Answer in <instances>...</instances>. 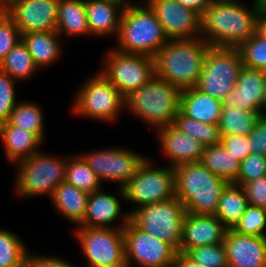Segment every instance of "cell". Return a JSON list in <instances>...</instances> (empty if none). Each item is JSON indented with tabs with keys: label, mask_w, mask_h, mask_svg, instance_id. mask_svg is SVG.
Wrapping results in <instances>:
<instances>
[{
	"label": "cell",
	"mask_w": 266,
	"mask_h": 267,
	"mask_svg": "<svg viewBox=\"0 0 266 267\" xmlns=\"http://www.w3.org/2000/svg\"><path fill=\"white\" fill-rule=\"evenodd\" d=\"M259 27V13L236 0H212L201 15L200 38L212 47L239 48Z\"/></svg>",
	"instance_id": "obj_1"
},
{
	"label": "cell",
	"mask_w": 266,
	"mask_h": 267,
	"mask_svg": "<svg viewBox=\"0 0 266 267\" xmlns=\"http://www.w3.org/2000/svg\"><path fill=\"white\" fill-rule=\"evenodd\" d=\"M210 47L200 37L169 40L153 57L155 75L181 90L196 87Z\"/></svg>",
	"instance_id": "obj_2"
},
{
	"label": "cell",
	"mask_w": 266,
	"mask_h": 267,
	"mask_svg": "<svg viewBox=\"0 0 266 267\" xmlns=\"http://www.w3.org/2000/svg\"><path fill=\"white\" fill-rule=\"evenodd\" d=\"M175 196L186 213L215 215L223 190L229 184L208 170L201 162L174 167Z\"/></svg>",
	"instance_id": "obj_3"
},
{
	"label": "cell",
	"mask_w": 266,
	"mask_h": 267,
	"mask_svg": "<svg viewBox=\"0 0 266 267\" xmlns=\"http://www.w3.org/2000/svg\"><path fill=\"white\" fill-rule=\"evenodd\" d=\"M181 91L154 74L148 83L125 97V109L157 131L174 123L180 110Z\"/></svg>",
	"instance_id": "obj_4"
},
{
	"label": "cell",
	"mask_w": 266,
	"mask_h": 267,
	"mask_svg": "<svg viewBox=\"0 0 266 267\" xmlns=\"http://www.w3.org/2000/svg\"><path fill=\"white\" fill-rule=\"evenodd\" d=\"M123 11L114 49L154 57L169 41L150 7L142 2Z\"/></svg>",
	"instance_id": "obj_5"
},
{
	"label": "cell",
	"mask_w": 266,
	"mask_h": 267,
	"mask_svg": "<svg viewBox=\"0 0 266 267\" xmlns=\"http://www.w3.org/2000/svg\"><path fill=\"white\" fill-rule=\"evenodd\" d=\"M66 157H53L39 151L17 163L15 193L19 197H37L42 194L51 199L58 185L65 181Z\"/></svg>",
	"instance_id": "obj_6"
},
{
	"label": "cell",
	"mask_w": 266,
	"mask_h": 267,
	"mask_svg": "<svg viewBox=\"0 0 266 267\" xmlns=\"http://www.w3.org/2000/svg\"><path fill=\"white\" fill-rule=\"evenodd\" d=\"M93 76L77 91L71 110L88 119L115 121L125 109V97L101 72Z\"/></svg>",
	"instance_id": "obj_7"
},
{
	"label": "cell",
	"mask_w": 266,
	"mask_h": 267,
	"mask_svg": "<svg viewBox=\"0 0 266 267\" xmlns=\"http://www.w3.org/2000/svg\"><path fill=\"white\" fill-rule=\"evenodd\" d=\"M153 164L145 158L131 180L117 189L122 199L138 205L134 210L176 197L174 168L169 165L155 168Z\"/></svg>",
	"instance_id": "obj_8"
},
{
	"label": "cell",
	"mask_w": 266,
	"mask_h": 267,
	"mask_svg": "<svg viewBox=\"0 0 266 267\" xmlns=\"http://www.w3.org/2000/svg\"><path fill=\"white\" fill-rule=\"evenodd\" d=\"M129 214L139 229L167 242L179 253L186 209L177 197L132 209Z\"/></svg>",
	"instance_id": "obj_9"
},
{
	"label": "cell",
	"mask_w": 266,
	"mask_h": 267,
	"mask_svg": "<svg viewBox=\"0 0 266 267\" xmlns=\"http://www.w3.org/2000/svg\"><path fill=\"white\" fill-rule=\"evenodd\" d=\"M238 48L210 47L196 88L219 100L235 87L243 68Z\"/></svg>",
	"instance_id": "obj_10"
},
{
	"label": "cell",
	"mask_w": 266,
	"mask_h": 267,
	"mask_svg": "<svg viewBox=\"0 0 266 267\" xmlns=\"http://www.w3.org/2000/svg\"><path fill=\"white\" fill-rule=\"evenodd\" d=\"M74 231L88 267H127L123 229L78 226Z\"/></svg>",
	"instance_id": "obj_11"
},
{
	"label": "cell",
	"mask_w": 266,
	"mask_h": 267,
	"mask_svg": "<svg viewBox=\"0 0 266 267\" xmlns=\"http://www.w3.org/2000/svg\"><path fill=\"white\" fill-rule=\"evenodd\" d=\"M103 70L100 71L120 93L126 97L142 87L154 76V59L151 56L107 50Z\"/></svg>",
	"instance_id": "obj_12"
},
{
	"label": "cell",
	"mask_w": 266,
	"mask_h": 267,
	"mask_svg": "<svg viewBox=\"0 0 266 267\" xmlns=\"http://www.w3.org/2000/svg\"><path fill=\"white\" fill-rule=\"evenodd\" d=\"M127 267H175L178 251L165 241L139 229L131 220L123 228Z\"/></svg>",
	"instance_id": "obj_13"
},
{
	"label": "cell",
	"mask_w": 266,
	"mask_h": 267,
	"mask_svg": "<svg viewBox=\"0 0 266 267\" xmlns=\"http://www.w3.org/2000/svg\"><path fill=\"white\" fill-rule=\"evenodd\" d=\"M103 183H118L123 188L133 177L145 156L124 148H106L79 154Z\"/></svg>",
	"instance_id": "obj_14"
},
{
	"label": "cell",
	"mask_w": 266,
	"mask_h": 267,
	"mask_svg": "<svg viewBox=\"0 0 266 267\" xmlns=\"http://www.w3.org/2000/svg\"><path fill=\"white\" fill-rule=\"evenodd\" d=\"M21 35L56 30L59 0H0Z\"/></svg>",
	"instance_id": "obj_15"
},
{
	"label": "cell",
	"mask_w": 266,
	"mask_h": 267,
	"mask_svg": "<svg viewBox=\"0 0 266 267\" xmlns=\"http://www.w3.org/2000/svg\"><path fill=\"white\" fill-rule=\"evenodd\" d=\"M157 16L169 40L198 38L201 32V15L184 7L177 0H145Z\"/></svg>",
	"instance_id": "obj_16"
},
{
	"label": "cell",
	"mask_w": 266,
	"mask_h": 267,
	"mask_svg": "<svg viewBox=\"0 0 266 267\" xmlns=\"http://www.w3.org/2000/svg\"><path fill=\"white\" fill-rule=\"evenodd\" d=\"M266 96V71L244 67L238 81L223 100V107H241L249 112H260Z\"/></svg>",
	"instance_id": "obj_17"
},
{
	"label": "cell",
	"mask_w": 266,
	"mask_h": 267,
	"mask_svg": "<svg viewBox=\"0 0 266 267\" xmlns=\"http://www.w3.org/2000/svg\"><path fill=\"white\" fill-rule=\"evenodd\" d=\"M226 231L227 228L215 215L186 213L179 253L186 254L197 246L223 243Z\"/></svg>",
	"instance_id": "obj_18"
},
{
	"label": "cell",
	"mask_w": 266,
	"mask_h": 267,
	"mask_svg": "<svg viewBox=\"0 0 266 267\" xmlns=\"http://www.w3.org/2000/svg\"><path fill=\"white\" fill-rule=\"evenodd\" d=\"M223 243L228 267H266V237L243 235L227 229Z\"/></svg>",
	"instance_id": "obj_19"
},
{
	"label": "cell",
	"mask_w": 266,
	"mask_h": 267,
	"mask_svg": "<svg viewBox=\"0 0 266 267\" xmlns=\"http://www.w3.org/2000/svg\"><path fill=\"white\" fill-rule=\"evenodd\" d=\"M158 143L170 167L200 162L205 146L190 135L184 134L173 124L159 128L156 133Z\"/></svg>",
	"instance_id": "obj_20"
},
{
	"label": "cell",
	"mask_w": 266,
	"mask_h": 267,
	"mask_svg": "<svg viewBox=\"0 0 266 267\" xmlns=\"http://www.w3.org/2000/svg\"><path fill=\"white\" fill-rule=\"evenodd\" d=\"M119 198L109 192L106 193L104 189L89 193L85 218L79 226L123 229L130 220V214L128 211L127 214L121 213ZM120 217L122 218L120 225L114 226L113 223L120 220Z\"/></svg>",
	"instance_id": "obj_21"
},
{
	"label": "cell",
	"mask_w": 266,
	"mask_h": 267,
	"mask_svg": "<svg viewBox=\"0 0 266 267\" xmlns=\"http://www.w3.org/2000/svg\"><path fill=\"white\" fill-rule=\"evenodd\" d=\"M222 109L221 100L202 93L196 87L181 91L179 111L190 119L218 125Z\"/></svg>",
	"instance_id": "obj_22"
},
{
	"label": "cell",
	"mask_w": 266,
	"mask_h": 267,
	"mask_svg": "<svg viewBox=\"0 0 266 267\" xmlns=\"http://www.w3.org/2000/svg\"><path fill=\"white\" fill-rule=\"evenodd\" d=\"M0 139L11 163H18L39 152L43 142L35 133L13 126L9 121L0 125Z\"/></svg>",
	"instance_id": "obj_23"
},
{
	"label": "cell",
	"mask_w": 266,
	"mask_h": 267,
	"mask_svg": "<svg viewBox=\"0 0 266 267\" xmlns=\"http://www.w3.org/2000/svg\"><path fill=\"white\" fill-rule=\"evenodd\" d=\"M85 7L90 35L95 37L113 35L117 38L122 9L103 0H85Z\"/></svg>",
	"instance_id": "obj_24"
},
{
	"label": "cell",
	"mask_w": 266,
	"mask_h": 267,
	"mask_svg": "<svg viewBox=\"0 0 266 267\" xmlns=\"http://www.w3.org/2000/svg\"><path fill=\"white\" fill-rule=\"evenodd\" d=\"M88 196L89 193L64 181L57 186L50 200L59 214L79 226L85 218Z\"/></svg>",
	"instance_id": "obj_25"
},
{
	"label": "cell",
	"mask_w": 266,
	"mask_h": 267,
	"mask_svg": "<svg viewBox=\"0 0 266 267\" xmlns=\"http://www.w3.org/2000/svg\"><path fill=\"white\" fill-rule=\"evenodd\" d=\"M60 40L62 41L56 30L22 34V41L27 46L38 69L42 66L53 65L57 61L63 49Z\"/></svg>",
	"instance_id": "obj_26"
},
{
	"label": "cell",
	"mask_w": 266,
	"mask_h": 267,
	"mask_svg": "<svg viewBox=\"0 0 266 267\" xmlns=\"http://www.w3.org/2000/svg\"><path fill=\"white\" fill-rule=\"evenodd\" d=\"M56 32L62 38L91 36L87 23L85 0H59Z\"/></svg>",
	"instance_id": "obj_27"
},
{
	"label": "cell",
	"mask_w": 266,
	"mask_h": 267,
	"mask_svg": "<svg viewBox=\"0 0 266 267\" xmlns=\"http://www.w3.org/2000/svg\"><path fill=\"white\" fill-rule=\"evenodd\" d=\"M200 162L208 170L228 183L235 182L241 164V162L233 156L221 142L216 145L206 146Z\"/></svg>",
	"instance_id": "obj_28"
},
{
	"label": "cell",
	"mask_w": 266,
	"mask_h": 267,
	"mask_svg": "<svg viewBox=\"0 0 266 267\" xmlns=\"http://www.w3.org/2000/svg\"><path fill=\"white\" fill-rule=\"evenodd\" d=\"M248 205L242 187L229 183L221 194L215 216L227 229H232L246 211Z\"/></svg>",
	"instance_id": "obj_29"
},
{
	"label": "cell",
	"mask_w": 266,
	"mask_h": 267,
	"mask_svg": "<svg viewBox=\"0 0 266 267\" xmlns=\"http://www.w3.org/2000/svg\"><path fill=\"white\" fill-rule=\"evenodd\" d=\"M261 117L260 112H249L241 107H223L220 121V135H248Z\"/></svg>",
	"instance_id": "obj_30"
},
{
	"label": "cell",
	"mask_w": 266,
	"mask_h": 267,
	"mask_svg": "<svg viewBox=\"0 0 266 267\" xmlns=\"http://www.w3.org/2000/svg\"><path fill=\"white\" fill-rule=\"evenodd\" d=\"M0 69L5 71L16 82L30 79L38 70L27 46L22 40L0 62Z\"/></svg>",
	"instance_id": "obj_31"
},
{
	"label": "cell",
	"mask_w": 266,
	"mask_h": 267,
	"mask_svg": "<svg viewBox=\"0 0 266 267\" xmlns=\"http://www.w3.org/2000/svg\"><path fill=\"white\" fill-rule=\"evenodd\" d=\"M65 182L87 193L102 189V182L84 159L76 154L67 157Z\"/></svg>",
	"instance_id": "obj_32"
},
{
	"label": "cell",
	"mask_w": 266,
	"mask_h": 267,
	"mask_svg": "<svg viewBox=\"0 0 266 267\" xmlns=\"http://www.w3.org/2000/svg\"><path fill=\"white\" fill-rule=\"evenodd\" d=\"M41 106L32 102H17L8 120L13 126L35 133L44 140V119Z\"/></svg>",
	"instance_id": "obj_33"
},
{
	"label": "cell",
	"mask_w": 266,
	"mask_h": 267,
	"mask_svg": "<svg viewBox=\"0 0 266 267\" xmlns=\"http://www.w3.org/2000/svg\"><path fill=\"white\" fill-rule=\"evenodd\" d=\"M29 252L22 238L0 229V267H25Z\"/></svg>",
	"instance_id": "obj_34"
},
{
	"label": "cell",
	"mask_w": 266,
	"mask_h": 267,
	"mask_svg": "<svg viewBox=\"0 0 266 267\" xmlns=\"http://www.w3.org/2000/svg\"><path fill=\"white\" fill-rule=\"evenodd\" d=\"M173 125L184 134L190 135L198 140L201 144L212 146L221 142L219 126L215 124H207L198 120H193L180 111L177 113Z\"/></svg>",
	"instance_id": "obj_35"
},
{
	"label": "cell",
	"mask_w": 266,
	"mask_h": 267,
	"mask_svg": "<svg viewBox=\"0 0 266 267\" xmlns=\"http://www.w3.org/2000/svg\"><path fill=\"white\" fill-rule=\"evenodd\" d=\"M238 50L244 67L266 71V36L259 29Z\"/></svg>",
	"instance_id": "obj_36"
},
{
	"label": "cell",
	"mask_w": 266,
	"mask_h": 267,
	"mask_svg": "<svg viewBox=\"0 0 266 267\" xmlns=\"http://www.w3.org/2000/svg\"><path fill=\"white\" fill-rule=\"evenodd\" d=\"M266 209L248 205L233 231L257 237H266Z\"/></svg>",
	"instance_id": "obj_37"
},
{
	"label": "cell",
	"mask_w": 266,
	"mask_h": 267,
	"mask_svg": "<svg viewBox=\"0 0 266 267\" xmlns=\"http://www.w3.org/2000/svg\"><path fill=\"white\" fill-rule=\"evenodd\" d=\"M186 255L194 262L205 267H228L224 243L197 246L190 249Z\"/></svg>",
	"instance_id": "obj_38"
},
{
	"label": "cell",
	"mask_w": 266,
	"mask_h": 267,
	"mask_svg": "<svg viewBox=\"0 0 266 267\" xmlns=\"http://www.w3.org/2000/svg\"><path fill=\"white\" fill-rule=\"evenodd\" d=\"M21 40L18 26L4 10H0V62Z\"/></svg>",
	"instance_id": "obj_39"
},
{
	"label": "cell",
	"mask_w": 266,
	"mask_h": 267,
	"mask_svg": "<svg viewBox=\"0 0 266 267\" xmlns=\"http://www.w3.org/2000/svg\"><path fill=\"white\" fill-rule=\"evenodd\" d=\"M16 83L5 71L0 69V125L8 122L11 112L17 104Z\"/></svg>",
	"instance_id": "obj_40"
},
{
	"label": "cell",
	"mask_w": 266,
	"mask_h": 267,
	"mask_svg": "<svg viewBox=\"0 0 266 267\" xmlns=\"http://www.w3.org/2000/svg\"><path fill=\"white\" fill-rule=\"evenodd\" d=\"M262 176H266V156L250 153L241 161L239 174L233 184L241 186Z\"/></svg>",
	"instance_id": "obj_41"
},
{
	"label": "cell",
	"mask_w": 266,
	"mask_h": 267,
	"mask_svg": "<svg viewBox=\"0 0 266 267\" xmlns=\"http://www.w3.org/2000/svg\"><path fill=\"white\" fill-rule=\"evenodd\" d=\"M248 204L266 209V176L241 185Z\"/></svg>",
	"instance_id": "obj_42"
},
{
	"label": "cell",
	"mask_w": 266,
	"mask_h": 267,
	"mask_svg": "<svg viewBox=\"0 0 266 267\" xmlns=\"http://www.w3.org/2000/svg\"><path fill=\"white\" fill-rule=\"evenodd\" d=\"M221 143L240 162L250 154L248 135H224L221 136Z\"/></svg>",
	"instance_id": "obj_43"
},
{
	"label": "cell",
	"mask_w": 266,
	"mask_h": 267,
	"mask_svg": "<svg viewBox=\"0 0 266 267\" xmlns=\"http://www.w3.org/2000/svg\"><path fill=\"white\" fill-rule=\"evenodd\" d=\"M250 153L266 156V117L261 116L248 134Z\"/></svg>",
	"instance_id": "obj_44"
},
{
	"label": "cell",
	"mask_w": 266,
	"mask_h": 267,
	"mask_svg": "<svg viewBox=\"0 0 266 267\" xmlns=\"http://www.w3.org/2000/svg\"><path fill=\"white\" fill-rule=\"evenodd\" d=\"M28 253L25 267H78L60 257Z\"/></svg>",
	"instance_id": "obj_45"
},
{
	"label": "cell",
	"mask_w": 266,
	"mask_h": 267,
	"mask_svg": "<svg viewBox=\"0 0 266 267\" xmlns=\"http://www.w3.org/2000/svg\"><path fill=\"white\" fill-rule=\"evenodd\" d=\"M181 3L182 6L190 8L200 15L206 10V8L210 5L212 0H177Z\"/></svg>",
	"instance_id": "obj_46"
},
{
	"label": "cell",
	"mask_w": 266,
	"mask_h": 267,
	"mask_svg": "<svg viewBox=\"0 0 266 267\" xmlns=\"http://www.w3.org/2000/svg\"><path fill=\"white\" fill-rule=\"evenodd\" d=\"M175 267H205L191 260L186 254L178 253Z\"/></svg>",
	"instance_id": "obj_47"
},
{
	"label": "cell",
	"mask_w": 266,
	"mask_h": 267,
	"mask_svg": "<svg viewBox=\"0 0 266 267\" xmlns=\"http://www.w3.org/2000/svg\"><path fill=\"white\" fill-rule=\"evenodd\" d=\"M103 1H105L109 4H112V5H115L118 8L122 9L123 11L134 6V4L129 2V0H103Z\"/></svg>",
	"instance_id": "obj_48"
},
{
	"label": "cell",
	"mask_w": 266,
	"mask_h": 267,
	"mask_svg": "<svg viewBox=\"0 0 266 267\" xmlns=\"http://www.w3.org/2000/svg\"><path fill=\"white\" fill-rule=\"evenodd\" d=\"M258 13H266V0H253V4Z\"/></svg>",
	"instance_id": "obj_49"
},
{
	"label": "cell",
	"mask_w": 266,
	"mask_h": 267,
	"mask_svg": "<svg viewBox=\"0 0 266 267\" xmlns=\"http://www.w3.org/2000/svg\"><path fill=\"white\" fill-rule=\"evenodd\" d=\"M258 29L266 36V13L259 14V27Z\"/></svg>",
	"instance_id": "obj_50"
},
{
	"label": "cell",
	"mask_w": 266,
	"mask_h": 267,
	"mask_svg": "<svg viewBox=\"0 0 266 267\" xmlns=\"http://www.w3.org/2000/svg\"><path fill=\"white\" fill-rule=\"evenodd\" d=\"M261 116L266 117V96H265L264 104L262 106Z\"/></svg>",
	"instance_id": "obj_51"
}]
</instances>
